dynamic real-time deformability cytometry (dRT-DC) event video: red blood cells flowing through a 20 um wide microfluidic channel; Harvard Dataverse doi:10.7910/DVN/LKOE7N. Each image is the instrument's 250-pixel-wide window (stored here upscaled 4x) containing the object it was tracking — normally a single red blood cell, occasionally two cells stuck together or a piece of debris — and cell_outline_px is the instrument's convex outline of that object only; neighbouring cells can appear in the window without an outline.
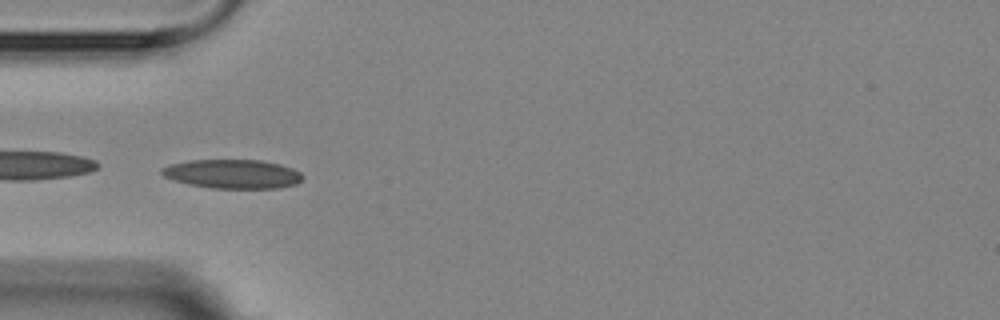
{"species": "Egyptian fruit bat (a non-hibernating species)", "species_latin": "Rousettus aegyptiacus", "temperature_condition": "room temperature", "stored_images_in_passage": 4, "camera_frame_rate_fps": 3000, "um_per_image_px": 0.085, "animal": {"sex": "female"}, "frame": {"image": 1, "passage_image": 3, "time_ms": 2.333, "image_size_px": [1000, 320], "cell_outline_px": [[304, 176], [296, 184], [280, 188], [212, 188], [188, 184], [164, 176], [160, 172], [160, 168], [168, 164], [188, 160], [260, 160], [280, 164], [292, 168], [300, 172]], "centroid_in_image_um": [19.76, 14.78], "position_along_channel_um": 65.2, "area_um2": 23.87}}
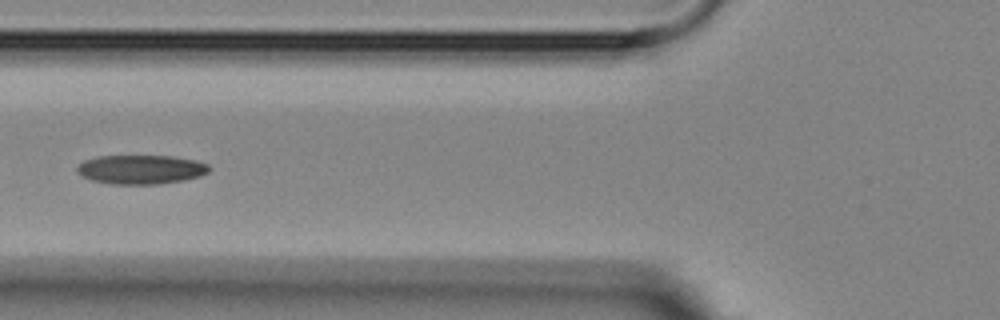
{"frame": {"image": 2, "passage_image": 4, "time_ms": 3.667, "image_size_px": [1000, 320], "cell_outline_px": [[212, 168], [208, 172], [200, 176], [184, 180], [160, 184], [112, 184], [92, 180], [76, 172], [76, 168], [84, 160], [96, 156], [172, 156], [196, 160], [208, 164]], "centroid_in_image_um": [12.01, 14.4], "position_along_channel_um": 113.8, "area_um2": 22.48}}